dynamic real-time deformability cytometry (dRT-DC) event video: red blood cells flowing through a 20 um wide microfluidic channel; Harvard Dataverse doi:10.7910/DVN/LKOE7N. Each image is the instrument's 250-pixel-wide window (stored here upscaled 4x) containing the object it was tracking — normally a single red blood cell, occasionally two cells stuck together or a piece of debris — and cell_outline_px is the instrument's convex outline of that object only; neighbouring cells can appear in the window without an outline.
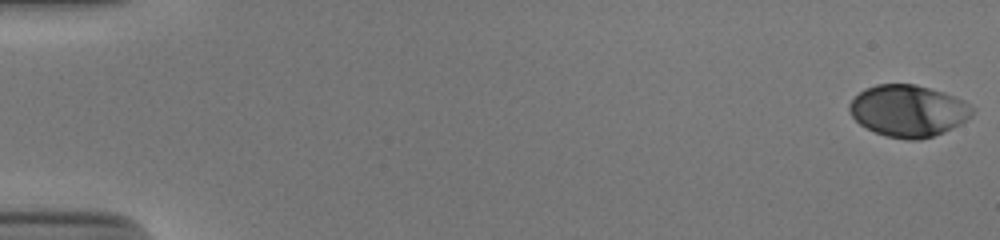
{"species": "human", "species_latin": "Homo sapiens", "temperature_condition": "cold", "stored_images_in_passage": 54, "camera_frame_rate_fps": 3000, "um_per_image_px": 0.085, "donor": {"sex": "male"}, "frame": {"image": 1, "passage_image": 1, "time_ms": 0.0, "image_size_px": [1000, 240], "cell_outline_px": [[976, 108], [972, 116], [960, 124], [944, 132], [920, 140], [908, 140], [888, 136], [876, 132], [860, 124], [852, 116], [848, 108], [848, 104], [864, 88], [876, 84], [916, 84], [944, 92], [964, 100]], "centroid_in_image_um": [77.23, 9.41], "position_along_channel_um": 7.8, "area_um2": 37.17}}
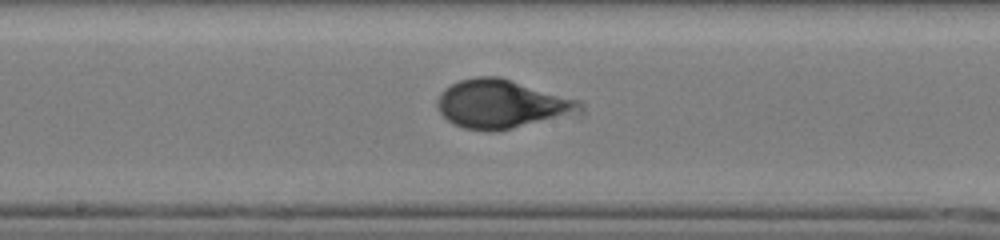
{"frame": {"image": 2, "passage_image": 30, "time_ms": 9.667, "image_size_px": [1000, 240], "cell_outline_px": [[576, 100], [564, 112], [552, 116], [512, 128], [496, 132], [488, 132], [464, 128], [452, 124], [440, 112], [436, 104], [436, 100], [440, 92], [444, 88], [460, 80], [476, 76], [496, 76]], "centroid_in_image_um": [42.27, 8.83], "position_along_channel_um": 205.9, "area_um2": 37.86}}
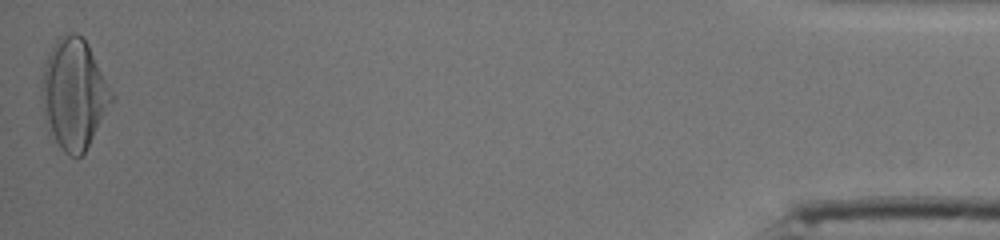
{"frame": {"image": 3, "passage_image": 54, "time_ms": 17.667, "image_size_px": [1000, 240], "cell_outline_px": [[116, 100], [84, 152], [80, 156], [68, 156], [48, 136], [40, 96], [40, 92], [44, 64], [48, 52], [56, 40], [64, 32], [76, 32], [84, 36], [116, 96]], "centroid_in_image_um": [6.29, 7.98], "position_along_channel_um": 428.9, "area_um2": 46.24}, "authors_computed_cell_mechanics": {"area_um2": 36.414, "velocity_mm_per_s": 3.8454, "shape_relaxation_time_tau1_ms": 4.0804, "shape_relaxation_time_tau2_ms": null, "deformation_change_tau1": 0.1877, "deformation_change_tau2": null}}